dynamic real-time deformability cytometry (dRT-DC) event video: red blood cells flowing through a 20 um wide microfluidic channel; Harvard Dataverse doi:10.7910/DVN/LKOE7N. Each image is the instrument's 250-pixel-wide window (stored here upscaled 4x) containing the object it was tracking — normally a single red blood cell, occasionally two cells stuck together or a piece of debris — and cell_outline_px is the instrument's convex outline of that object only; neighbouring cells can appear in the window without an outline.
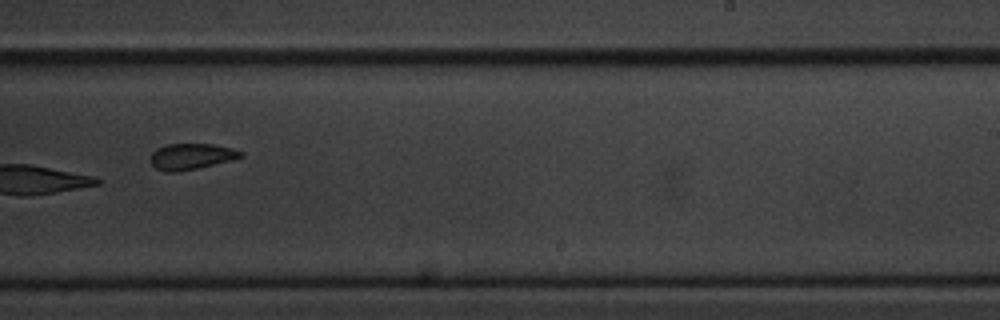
{"species": "common noctule bat (a hibernating species)", "species_latin": "Nyctalus noctula", "temperature_condition": "cold", "stored_images_in_passage": 10, "camera_frame_rate_fps": 3000, "um_per_image_px": 0.085, "animal": {"sex": "male", "body_mass_g": 20.1, "forearm_length_mm": 53.5}, "frame": {"image": 1, "passage_image": 10, "time_ms": 10.667, "image_size_px": [1000, 320], "cell_outline_px": [[244, 156], [232, 160], [200, 168], [176, 172], [168, 172], [156, 168], [152, 164], [152, 152], [156, 148], [168, 144], [216, 144], [232, 148], [244, 152]], "centroid_in_image_um": [16.31, 13.29], "position_along_channel_um": 272.7, "area_um2": 13.76}}